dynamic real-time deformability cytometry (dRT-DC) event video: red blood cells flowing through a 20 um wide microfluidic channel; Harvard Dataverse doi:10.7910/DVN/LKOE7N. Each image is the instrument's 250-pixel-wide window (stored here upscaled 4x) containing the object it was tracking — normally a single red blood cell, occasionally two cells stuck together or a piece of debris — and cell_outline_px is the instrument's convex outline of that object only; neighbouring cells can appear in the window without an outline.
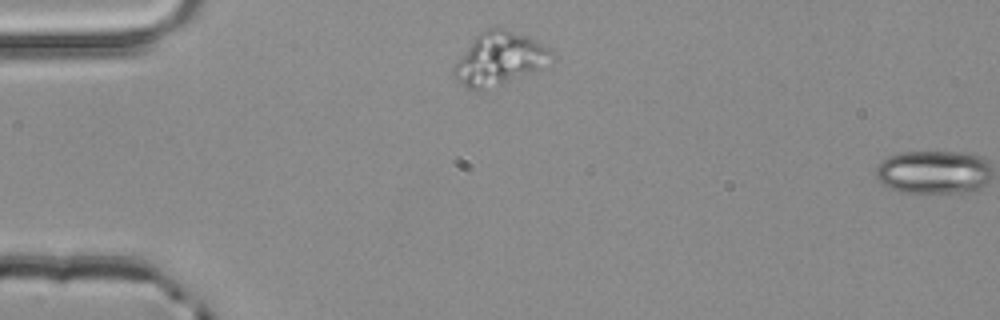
{"species": "common noctule bat (a hibernating species)", "species_latin": "Nyctalus noctula", "temperature_condition": "room temperature", "stored_images_in_passage": 2, "segment_of_instrument_passage": [1, 2], "camera_frame_rate_fps": 3000, "um_per_image_px": 0.085, "animal": {"sex": "male", "body_mass_g": 20.4}, "frame": {"image": 1, "passage_image": 1, "time_ms": 0.0, "image_size_px": [1000, 320], "cell_outline_px": [[552, 64], [544, 68], [480, 92], [468, 88], [452, 72], [452, 68], [476, 36], [480, 32], [488, 28], [504, 28], [528, 36], [552, 48]], "centroid_in_image_um": [42.53, 4.99], "position_along_channel_um": 42.5, "area_um2": 30.06}}